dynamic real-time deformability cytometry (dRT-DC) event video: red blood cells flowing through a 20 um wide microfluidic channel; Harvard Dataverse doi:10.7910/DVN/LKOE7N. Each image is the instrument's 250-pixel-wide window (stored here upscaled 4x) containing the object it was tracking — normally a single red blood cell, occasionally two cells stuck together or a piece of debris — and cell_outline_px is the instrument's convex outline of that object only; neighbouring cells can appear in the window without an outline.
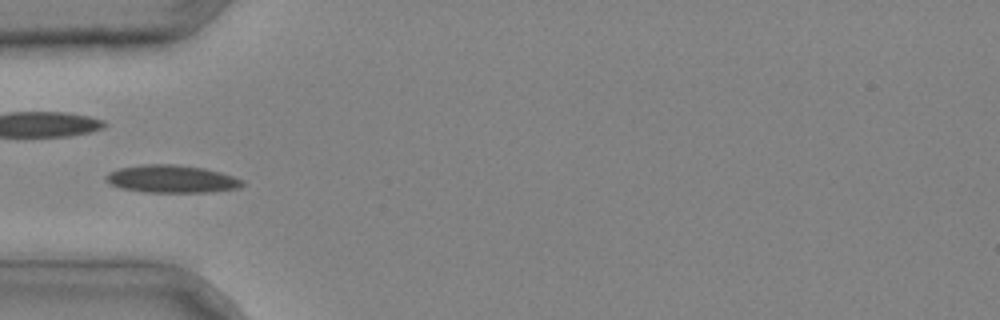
{"species": "common noctule bat (a hibernating species)", "species_latin": "Nyctalus noctula", "temperature_condition": "cold", "stored_images_in_passage": 40, "camera_frame_rate_fps": 3000, "um_per_image_px": 0.085, "animal": {"sex": "male", "body_mass_g": 20.4}, "frame": {"image": 1, "passage_image": 12, "time_ms": 3.667, "image_size_px": [1000, 320], "cell_outline_px": [[244, 184], [240, 188], [212, 192], [144, 192], [120, 188], [108, 184], [104, 180], [104, 176], [108, 172], [120, 168], [144, 164], [172, 164], [204, 168], [220, 172], [244, 180]], "centroid_in_image_um": [14.56, 15.22], "position_along_channel_um": 70.4, "area_um2": 22.2}}
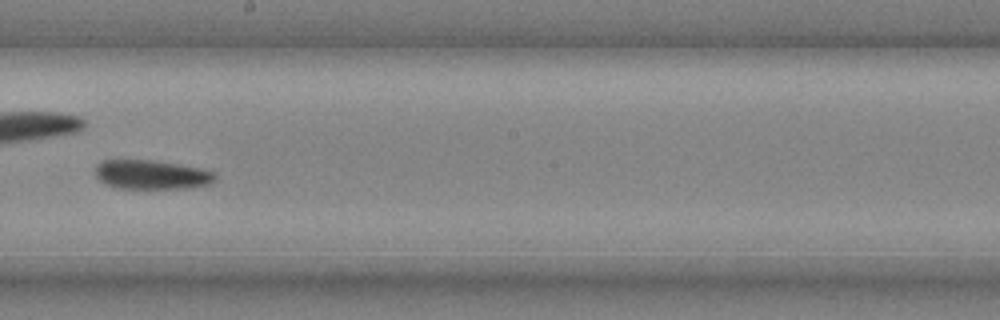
{"frame": {"image": 2, "passage_image": 23, "time_ms": 7.333, "image_size_px": [1000, 320], "cell_outline_px": [[216, 180], [212, 184], [192, 188], [116, 188], [104, 184], [96, 176], [96, 164], [104, 160], [156, 160], [200, 168], [216, 172]], "centroid_in_image_um": [12.93, 14.85], "position_along_channel_um": 235.3, "area_um2": 20.63}}
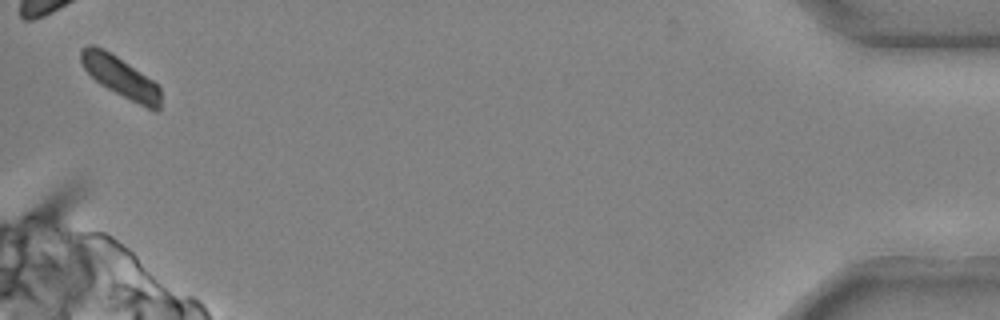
{"frame": {"image": 3, "passage_image": 40, "time_ms": 13.0, "image_size_px": [1000, 320], "cell_outline_px": [[160, 108], [156, 112], [100, 84], [84, 68], [80, 60], [80, 52], [88, 44], [92, 44], [104, 48], [152, 80], [160, 88]], "centroid_in_image_um": [10.23, 6.52], "position_along_channel_um": 425.0, "area_um2": 18.38}}